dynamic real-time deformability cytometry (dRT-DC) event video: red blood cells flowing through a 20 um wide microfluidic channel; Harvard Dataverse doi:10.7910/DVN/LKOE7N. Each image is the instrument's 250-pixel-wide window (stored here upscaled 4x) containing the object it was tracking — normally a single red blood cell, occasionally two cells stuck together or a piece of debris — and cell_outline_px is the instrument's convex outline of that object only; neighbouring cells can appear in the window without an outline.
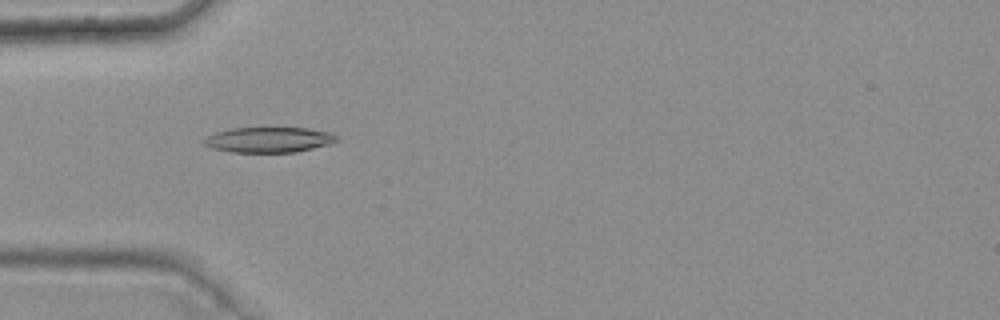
{"species": "common noctule bat (a hibernating species)", "species_latin": "Nyctalus noctula", "temperature_condition": "warm", "stored_images_in_passage": 4, "camera_frame_rate_fps": 3000, "um_per_image_px": 0.085, "animal": {"sex": "female", "body_mass_g": 25.1}, "frame": {"image": 1, "passage_image": 1, "time_ms": 0.0, "image_size_px": [1000, 320], "cell_outline_px": [[340, 140], [332, 144], [296, 152], [232, 152], [212, 148], [204, 144], [204, 140], [208, 136], [216, 132], [232, 128], [308, 128], [332, 132]], "centroid_in_image_um": [22.92, 11.88], "position_along_channel_um": 62.1, "area_um2": 19.65}}
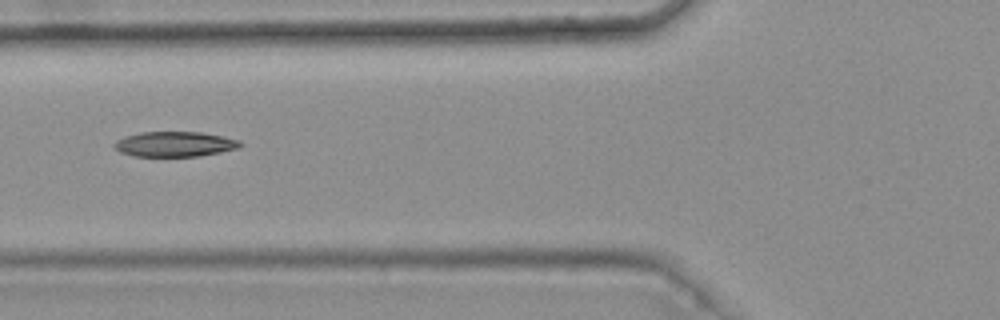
{"frame": {"image": 2, "passage_image": 2, "time_ms": 0.333, "image_size_px": [1000, 320], "cell_outline_px": [[244, 144], [240, 148], [200, 156], [132, 156], [120, 152], [112, 144], [116, 140], [124, 136], [140, 132], [200, 132], [240, 140]], "centroid_in_image_um": [14.85, 12.25], "position_along_channel_um": 111.0, "area_um2": 18.5}}
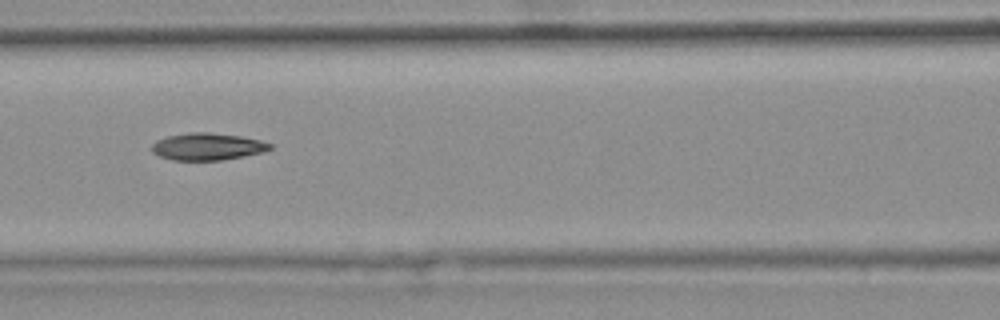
{"frame": {"image": 3, "passage_image": 3, "time_ms": 0.667, "image_size_px": [1000, 320], "cell_outline_px": [[272, 148], [260, 152], [244, 156], [220, 160], [172, 160], [160, 156], [152, 152], [152, 144], [156, 140], [168, 136], [192, 132], [208, 132], [240, 136], [260, 140], [272, 144]], "centroid_in_image_um": [17.61, 12.46], "position_along_channel_um": 149.0, "area_um2": 18.5}}